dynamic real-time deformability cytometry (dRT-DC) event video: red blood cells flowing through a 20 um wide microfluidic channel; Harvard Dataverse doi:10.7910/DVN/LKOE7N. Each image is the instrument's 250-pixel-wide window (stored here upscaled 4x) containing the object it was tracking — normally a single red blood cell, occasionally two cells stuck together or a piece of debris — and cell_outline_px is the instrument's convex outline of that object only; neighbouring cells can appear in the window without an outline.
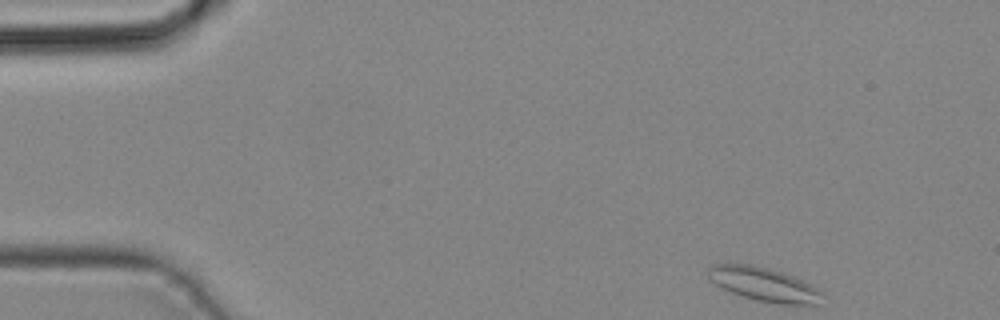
{"species": "common noctule bat (a hibernating species)", "species_latin": "Nyctalus noctula", "temperature_condition": "cold", "stored_images_in_passage": 7, "camera_frame_rate_fps": 3000, "um_per_image_px": 0.085, "animal": {"sex": "male", "body_mass_g": 19.2, "forearm_length_mm": 51.8}, "frame": {"image": 1, "passage_image": 1, "time_ms": 0.0, "image_size_px": [1000, 320], "cell_outline_px": [[824, 292], [820, 304], [780, 304], [756, 300], [720, 288], [708, 280], [708, 264], [752, 264], [784, 272]], "centroid_in_image_um": [64.88, 24.16], "position_along_channel_um": 20.1, "area_um2": 22.54}}